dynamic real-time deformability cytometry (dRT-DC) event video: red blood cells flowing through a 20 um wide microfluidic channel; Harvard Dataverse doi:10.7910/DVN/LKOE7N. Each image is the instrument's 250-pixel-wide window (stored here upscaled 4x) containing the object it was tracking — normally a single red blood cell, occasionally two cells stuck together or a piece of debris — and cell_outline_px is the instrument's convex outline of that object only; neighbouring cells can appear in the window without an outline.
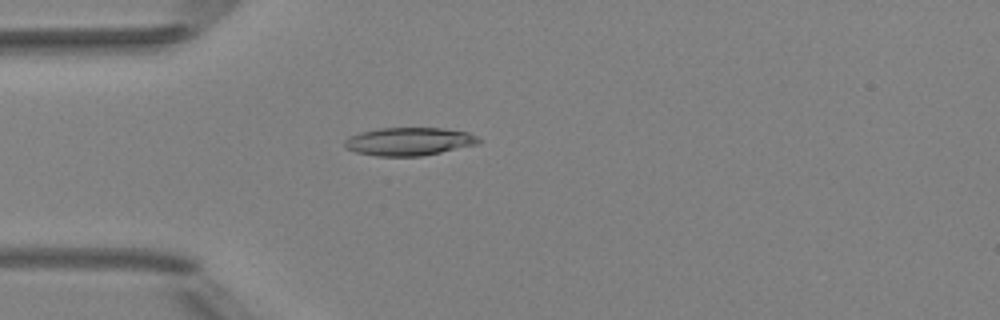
{"species": "Egyptian fruit bat (a non-hibernating species)", "species_latin": "Rousettus aegyptiacus", "temperature_condition": "room temperature", "stored_images_in_passage": 4, "camera_frame_rate_fps": 3000, "um_per_image_px": 0.085, "animal": {"sex": "female"}, "frame": {"image": 1, "passage_image": 4, "time_ms": 4.333, "image_size_px": [1000, 320], "cell_outline_px": [[484, 140], [480, 144], [420, 156], [376, 156], [356, 152], [344, 148], [344, 140], [360, 132], [380, 128], [444, 128], [468, 132]], "centroid_in_image_um": [34.8, 12.02], "position_along_channel_um": 50.2, "area_um2": 22.02}}